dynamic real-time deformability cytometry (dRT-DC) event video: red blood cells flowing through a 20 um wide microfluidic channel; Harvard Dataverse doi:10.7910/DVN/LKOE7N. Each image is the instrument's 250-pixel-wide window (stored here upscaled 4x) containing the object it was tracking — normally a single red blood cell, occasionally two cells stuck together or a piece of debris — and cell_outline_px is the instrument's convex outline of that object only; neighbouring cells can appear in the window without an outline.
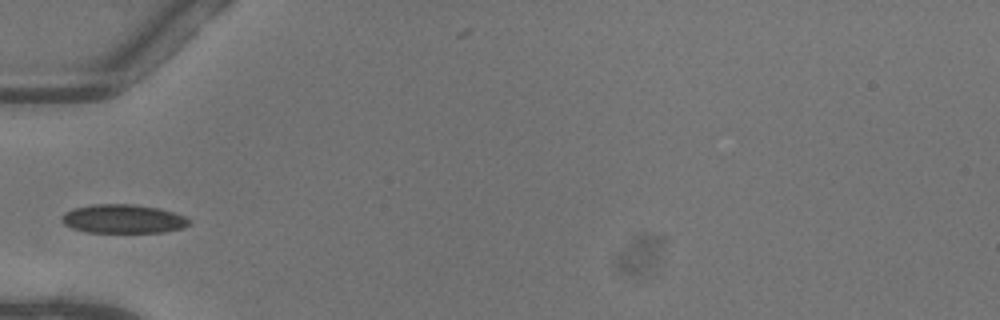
{"species": "common noctule bat (a hibernating species)", "species_latin": "Nyctalus noctula", "temperature_condition": "warm", "stored_images_in_passage": 35, "camera_frame_rate_fps": 3000, "um_per_image_px": 0.085, "animal": {"sex": "female"}, "frame": {"image": 1, "passage_image": 1, "time_ms": 0.0, "image_size_px": [1000, 320], "cell_outline_px": [[192, 224], [184, 228], [164, 232], [88, 232], [72, 228], [64, 224], [60, 220], [64, 212], [72, 208], [96, 204], [132, 204], [160, 208], [184, 216], [192, 220]], "centroid_in_image_um": [10.49, 18.6], "position_along_channel_um": 74.5, "area_um2": 21.56}}
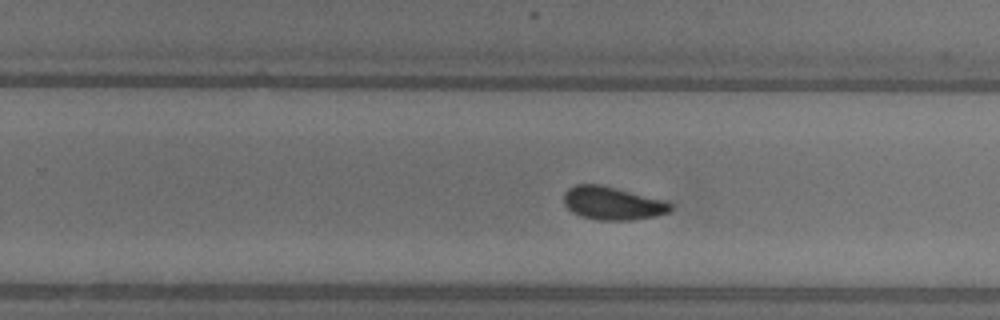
{"frame": {"image": 2, "passage_image": 16, "time_ms": 5.0, "image_size_px": [1000, 320], "cell_outline_px": [[672, 208], [668, 212], [656, 216], [632, 220], [600, 220], [580, 216], [572, 212], [564, 204], [564, 192], [568, 188], [576, 184], [600, 184], [664, 200], [672, 204]], "centroid_in_image_um": [52.04, 17.27], "position_along_channel_um": 277.8, "area_um2": 20.58}}
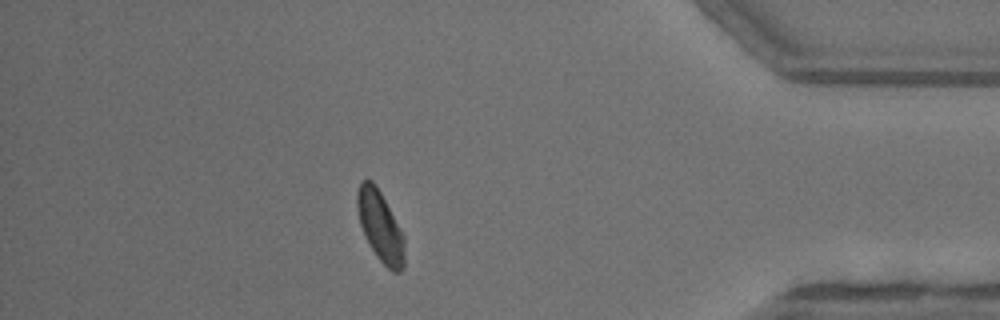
{"frame": {"image": 3, "passage_image": 28, "time_ms": 9.0, "image_size_px": [1000, 320], "cell_outline_px": [[404, 268], [400, 272], [392, 272], [376, 256], [364, 236], [360, 224], [356, 208], [356, 192], [360, 180], [372, 180], [376, 184], [404, 236]], "centroid_in_image_um": [32.29, 19.22], "position_along_channel_um": 402.9, "area_um2": 19.54}, "authors_computed_cell_mechanics": {"area_um2": 20.4034, "velocity_mm_per_s": 4.0566, "shape_relaxation_time_tau1_ms": 3.0313, "shape_relaxation_time_tau2_ms": 2.3021, "deformation_change_tau1": 0.0924, "deformation_change_tau2": 0.0414}}